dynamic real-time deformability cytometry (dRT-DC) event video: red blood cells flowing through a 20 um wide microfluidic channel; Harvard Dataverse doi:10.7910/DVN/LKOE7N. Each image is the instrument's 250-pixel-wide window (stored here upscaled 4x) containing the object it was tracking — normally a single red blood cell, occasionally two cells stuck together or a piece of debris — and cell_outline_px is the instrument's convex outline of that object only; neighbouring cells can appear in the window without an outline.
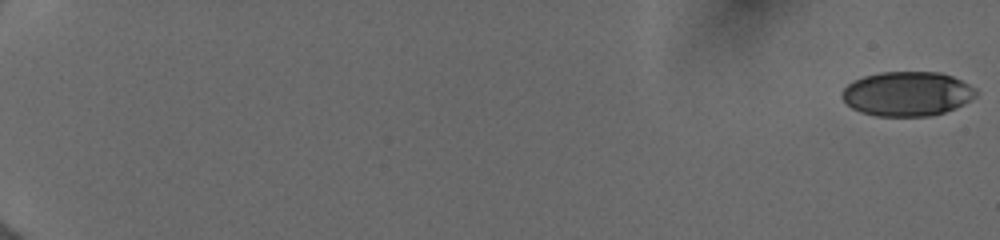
{"species": "human", "species_latin": "Homo sapiens", "temperature_condition": "cold", "stored_images_in_passage": 55, "camera_frame_rate_fps": 3000, "um_per_image_px": 0.085, "donor": {"sex": "female"}, "frame": {"image": 1, "passage_image": 1, "time_ms": 0.0, "image_size_px": [1000, 240], "cell_outline_px": [[976, 96], [964, 104], [956, 108], [944, 112], [928, 116], [876, 116], [860, 112], [852, 108], [840, 96], [840, 92], [852, 80], [864, 76], [880, 72], [940, 72], [952, 76], [976, 88]], "centroid_in_image_um": [77.09, 7.97], "position_along_channel_um": 7.9, "area_um2": 34.85}}
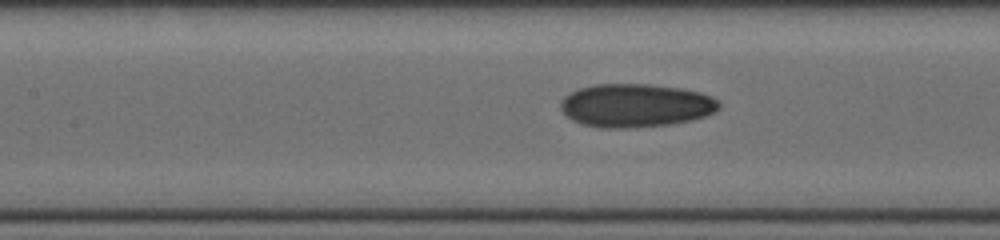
{"frame": {"image": 2, "passage_image": 29, "time_ms": 9.333, "image_size_px": [1000, 240], "cell_outline_px": [[720, 108], [716, 112], [704, 116], [672, 124], [624, 128], [604, 128], [584, 124], [572, 120], [560, 108], [560, 100], [564, 96], [580, 88], [596, 84], [648, 84], [680, 88], [700, 92], [712, 96], [720, 100]], "centroid_in_image_um": [54.06, 8.96], "position_along_channel_um": 153.3, "area_um2": 40.0}}
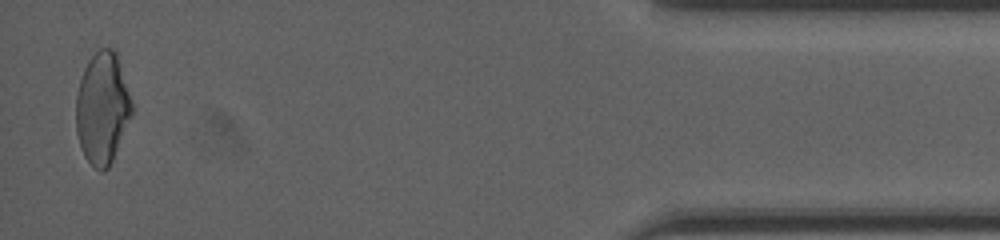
{"frame": {"image": 3, "passage_image": 54, "time_ms": 17.667, "image_size_px": [1000, 240], "cell_outline_px": [[132, 116], [112, 160], [108, 168], [104, 172], [100, 172], [84, 156], [80, 148], [76, 132], [76, 96], [80, 80], [84, 68], [88, 60], [100, 48], [112, 48], [116, 52], [132, 104]], "centroid_in_image_um": [8.68, 9.21], "position_along_channel_um": 426.5, "area_um2": 36.13}, "authors_computed_cell_mechanics": {"area_um2": 36.8186, "velocity_mm_per_s": 4.0102, "shape_relaxation_time_tau1_ms": null, "shape_relaxation_time_tau2_ms": 2.5977, "deformation_change_tau1": null, "deformation_change_tau2": 0.0844}}